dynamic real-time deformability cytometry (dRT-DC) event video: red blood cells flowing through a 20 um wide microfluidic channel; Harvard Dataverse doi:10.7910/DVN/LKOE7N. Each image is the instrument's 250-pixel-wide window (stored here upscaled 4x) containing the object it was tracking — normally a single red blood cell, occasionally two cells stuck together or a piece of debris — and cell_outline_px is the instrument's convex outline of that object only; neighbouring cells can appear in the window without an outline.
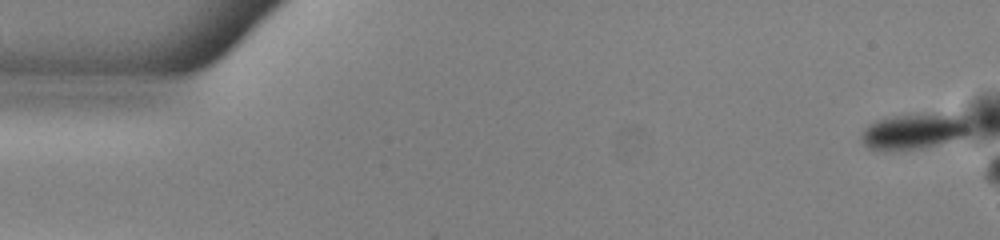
{"species": "common noctule bat (a hibernating species)", "species_latin": "Nyctalus noctula", "temperature_condition": "warm", "stored_images_in_passage": 9, "camera_frame_rate_fps": 3000, "um_per_image_px": 0.085, "animal": {"sex": "male", "body_mass_g": 13.0, "forearm_length_mm": 53.1}, "frame": {"image": 1, "passage_image": 1, "time_ms": 0.0, "image_size_px": [1000, 240], "cell_outline_px": [[968, 132], [960, 136], [936, 144], [920, 148], [868, 148], [864, 144], [860, 136], [860, 132], [868, 124], [876, 120], [892, 116], [964, 116], [968, 120]], "centroid_in_image_um": [77.59, 11.16], "position_along_channel_um": 7.4, "area_um2": 20.92}}